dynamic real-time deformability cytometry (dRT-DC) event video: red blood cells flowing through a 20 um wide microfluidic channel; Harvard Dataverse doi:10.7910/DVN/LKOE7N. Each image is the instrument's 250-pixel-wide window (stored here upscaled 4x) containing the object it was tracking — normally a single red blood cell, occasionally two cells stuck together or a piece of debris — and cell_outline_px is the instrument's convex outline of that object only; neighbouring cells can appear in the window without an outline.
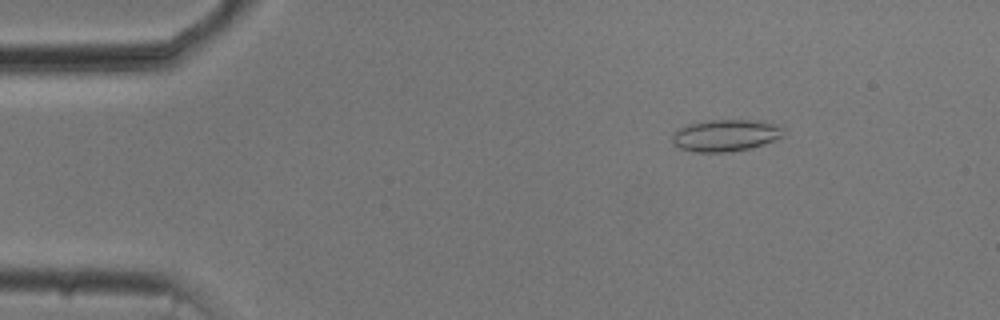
{"species": "common noctule bat (a hibernating species)", "species_latin": "Nyctalus noctula", "temperature_condition": "cold", "stored_images_in_passage": 54, "camera_frame_rate_fps": 3000, "um_per_image_px": 0.085, "animal": {"sex": "male", "body_mass_g": 20.5, "forearm_length_mm": 52.5}, "frame": {"image": 1, "passage_image": 8, "time_ms": 2.333, "image_size_px": [1000, 320], "cell_outline_px": [[784, 136], [764, 144], [748, 148], [728, 152], [696, 152], [680, 148], [672, 140], [672, 136], [680, 128], [688, 124], [708, 120], [756, 120], [780, 124], [784, 128]], "centroid_in_image_um": [61.74, 11.49], "position_along_channel_um": 23.3, "area_um2": 20.63}}
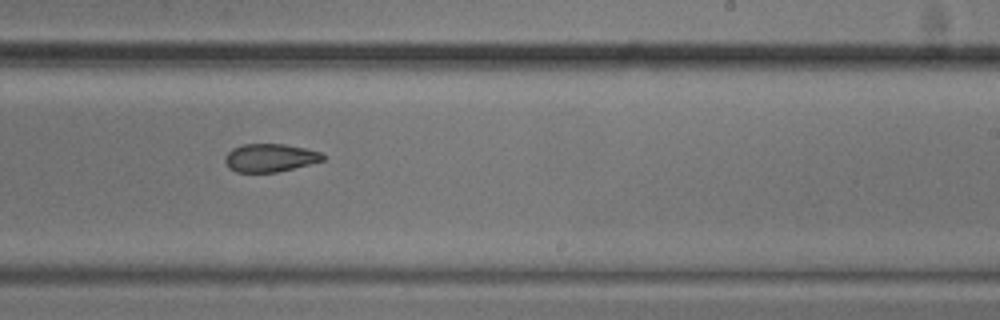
{"frame": {"image": 2, "passage_image": 33, "time_ms": 10.667, "image_size_px": [1000, 320], "cell_outline_px": [[324, 160], [276, 172], [236, 172], [228, 168], [224, 160], [224, 156], [232, 148], [244, 144], [284, 144], [304, 148], [320, 152], [324, 156]], "centroid_in_image_um": [22.89, 13.41], "position_along_channel_um": 266.1, "area_um2": 15.9}}
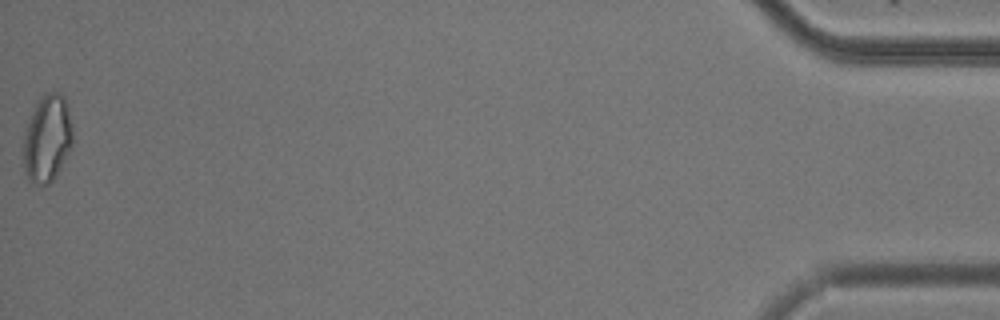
{"frame": {"image": 3, "passage_image": 54, "time_ms": 17.667, "image_size_px": [1000, 320], "cell_outline_px": [[72, 144], [56, 176], [48, 184], [40, 184], [28, 180], [24, 168], [24, 128], [36, 100], [40, 96], [48, 92], [60, 92], [64, 96], [68, 108], [72, 124]], "centroid_in_image_um": [4.0, 11.71], "position_along_channel_um": 431.2, "area_um2": 25.2}, "authors_computed_cell_mechanics": {"area_um2": 18.6116, "velocity_mm_per_s": 3.7569, "shape_relaxation_time_tau1_ms": null, "shape_relaxation_time_tau2_ms": 9.1871, "deformation_change_tau1": null, "deformation_change_tau2": 0.1495}}